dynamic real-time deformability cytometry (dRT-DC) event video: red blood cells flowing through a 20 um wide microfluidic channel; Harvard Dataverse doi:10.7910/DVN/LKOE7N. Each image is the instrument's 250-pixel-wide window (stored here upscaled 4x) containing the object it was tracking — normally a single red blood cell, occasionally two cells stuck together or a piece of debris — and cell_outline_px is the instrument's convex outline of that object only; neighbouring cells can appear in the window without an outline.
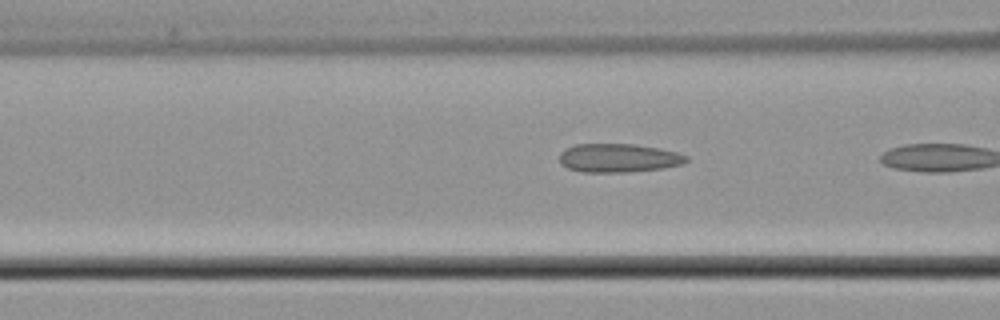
{"species": "common noctule bat (a hibernating species)", "species_latin": "Nyctalus noctula", "temperature_condition": "cold", "stored_images_in_passage": 5, "camera_frame_rate_fps": 3000, "um_per_image_px": 0.085, "animal": {"sex": "male", "body_mass_g": 21.5, "forearm_length_mm": 52.0}, "frame": {"image": 1, "passage_image": 4, "time_ms": 1.0, "image_size_px": [1000, 320], "cell_outline_px": [[688, 160], [684, 164], [660, 168], [628, 172], [584, 172], [568, 168], [560, 164], [560, 152], [564, 148], [576, 144], [632, 144], [660, 148], [676, 152], [688, 156]], "centroid_in_image_um": [52.56, 13.42], "position_along_channel_um": 114.0, "area_um2": 21.21}}